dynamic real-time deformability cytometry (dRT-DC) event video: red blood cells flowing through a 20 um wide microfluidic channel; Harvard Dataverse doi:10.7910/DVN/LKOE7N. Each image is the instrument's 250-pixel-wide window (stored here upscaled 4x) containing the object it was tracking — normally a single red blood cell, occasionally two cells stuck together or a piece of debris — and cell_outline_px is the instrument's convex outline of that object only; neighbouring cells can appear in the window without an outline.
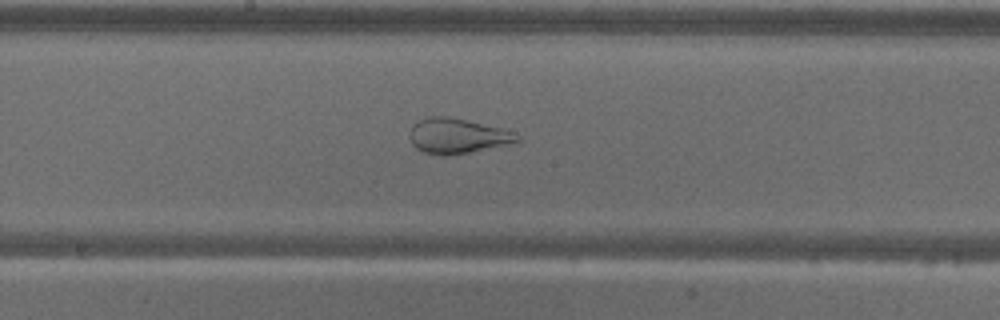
{"species": "common noctule bat (a hibernating species)", "species_latin": "Nyctalus noctula", "temperature_condition": "warm", "stored_images_in_passage": 55, "camera_frame_rate_fps": 3000, "um_per_image_px": 0.085, "animal": {"sex": "male", "body_mass_g": 18.8}, "frame": {"image": 1, "passage_image": 28, "time_ms": 9.0, "image_size_px": [1000, 320], "cell_outline_px": [[520, 140], [504, 144], [468, 152], [448, 156], [440, 156], [424, 152], [416, 148], [412, 144], [408, 136], [408, 132], [412, 124], [428, 116], [448, 116], [500, 128], [512, 132], [520, 136]], "centroid_in_image_um": [38.76, 11.55], "position_along_channel_um": 209.4, "area_um2": 21.73}}
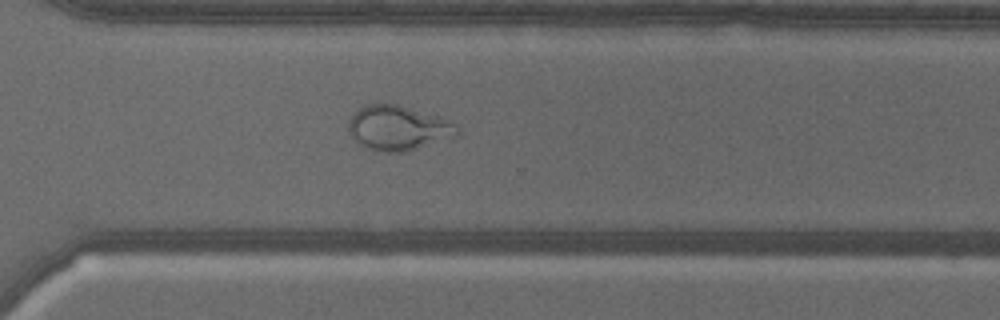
{"frame": {"image": 2, "passage_image": 39, "time_ms": 12.667, "image_size_px": [1000, 320], "cell_outline_px": [[460, 132], [456, 136], [404, 152], [376, 152], [360, 144], [348, 132], [348, 120], [352, 112], [364, 104], [396, 104], [452, 120], [460, 124]], "centroid_in_image_um": [33.85, 10.87], "position_along_channel_um": 336.8, "area_um2": 28.67}}
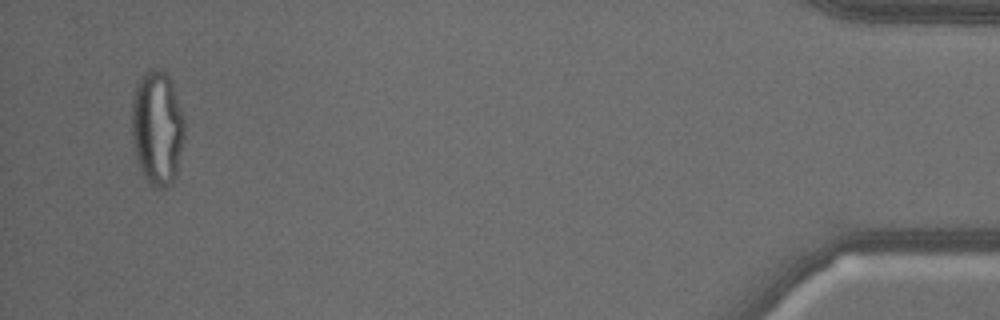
{"frame": {"image": 3, "passage_image": 53, "time_ms": 17.333, "image_size_px": [1000, 320], "cell_outline_px": [[184, 136], [176, 176], [164, 188], [152, 188], [144, 176], [136, 160], [132, 144], [132, 96], [144, 72], [152, 68], [164, 68], [168, 72], [172, 80], [184, 116]], "centroid_in_image_um": [13.37, 10.83], "position_along_channel_um": 421.8, "area_um2": 35.78}}